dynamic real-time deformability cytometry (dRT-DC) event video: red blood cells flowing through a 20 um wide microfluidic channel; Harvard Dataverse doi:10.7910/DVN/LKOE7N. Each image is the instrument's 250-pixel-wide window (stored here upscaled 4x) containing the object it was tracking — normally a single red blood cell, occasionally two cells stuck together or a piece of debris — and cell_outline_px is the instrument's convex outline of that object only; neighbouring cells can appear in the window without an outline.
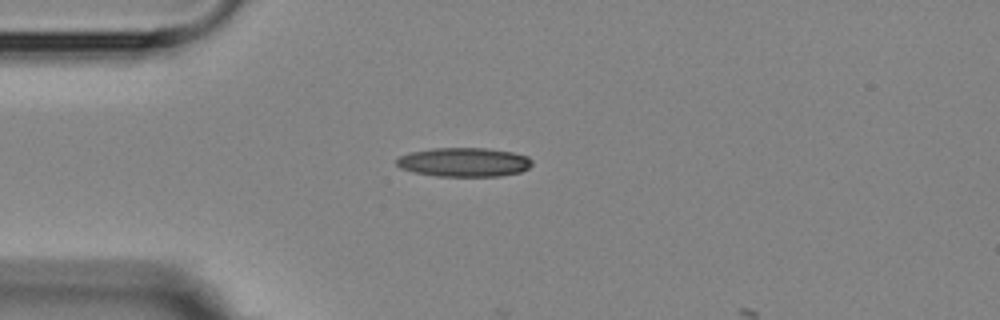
{"species": "Egyptian fruit bat (a non-hibernating species)", "species_latin": "Rousettus aegyptiacus", "temperature_condition": "room temperature", "stored_images_in_passage": 2, "camera_frame_rate_fps": 3000, "um_per_image_px": 0.085, "animal": {"sex": "female"}, "frame": {"image": 1, "passage_image": 1, "time_ms": 0.0, "image_size_px": [1000, 320], "cell_outline_px": [[532, 164], [528, 168], [520, 172], [500, 176], [436, 176], [416, 172], [400, 168], [396, 164], [396, 160], [400, 156], [408, 152], [432, 148], [488, 148], [512, 152], [528, 156], [532, 160]], "centroid_in_image_um": [39.44, 13.78], "position_along_channel_um": 45.6, "area_um2": 23.0}}